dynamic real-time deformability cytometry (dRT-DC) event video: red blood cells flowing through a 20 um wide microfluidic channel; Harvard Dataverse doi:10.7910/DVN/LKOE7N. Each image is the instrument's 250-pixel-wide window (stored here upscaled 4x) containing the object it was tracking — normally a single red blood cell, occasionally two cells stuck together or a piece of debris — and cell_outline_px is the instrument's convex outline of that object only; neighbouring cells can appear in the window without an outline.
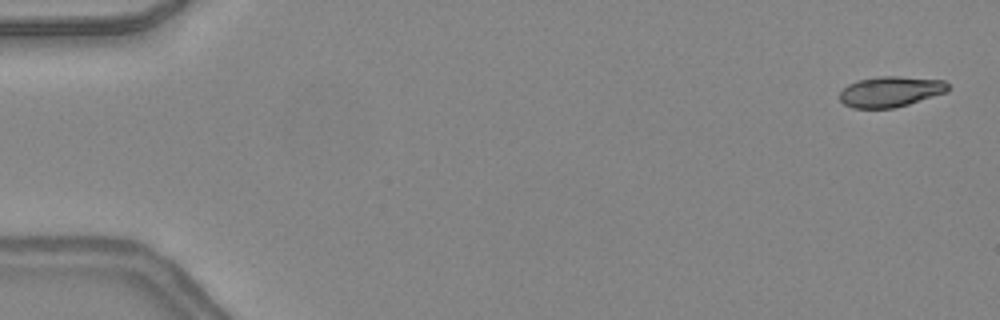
{"species": "common noctule bat (a hibernating species)", "species_latin": "Nyctalus noctula", "temperature_condition": "warm", "stored_images_in_passage": 29, "camera_frame_rate_fps": 3000, "um_per_image_px": 0.085, "animal": {"sex": "female", "body_mass_g": 24.6, "forearm_length_mm": 56.2}, "frame": {"image": 1, "passage_image": 1, "time_ms": 0.0, "image_size_px": [1000, 320], "cell_outline_px": [[948, 92], [908, 104], [892, 108], [852, 108], [844, 104], [840, 100], [840, 92], [848, 84], [856, 80], [880, 76], [896, 76], [944, 80], [948, 84]], "centroid_in_image_um": [75.68, 7.78], "position_along_channel_um": 9.3, "area_um2": 19.31}}
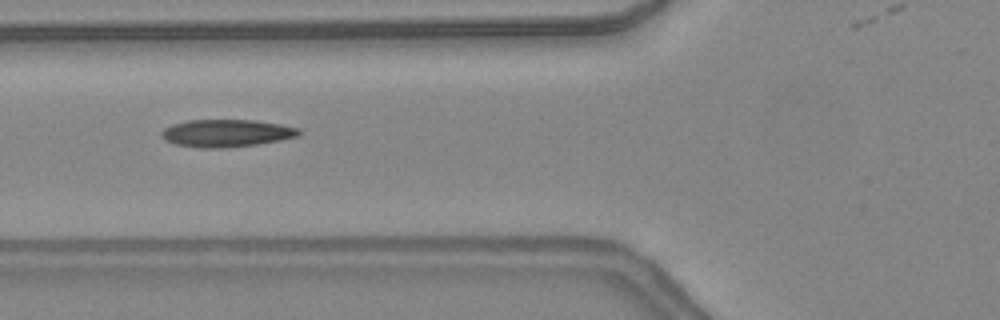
{"frame": {"image": 2, "passage_image": 18, "time_ms": 5.667, "image_size_px": [1000, 320], "cell_outline_px": [[300, 136], [280, 140], [256, 144], [224, 148], [196, 148], [176, 144], [164, 140], [160, 136], [160, 132], [164, 128], [172, 124], [188, 120], [256, 120], [280, 124], [300, 128]], "centroid_in_image_um": [19.23, 11.32], "position_along_channel_um": 106.6, "area_um2": 22.2}}
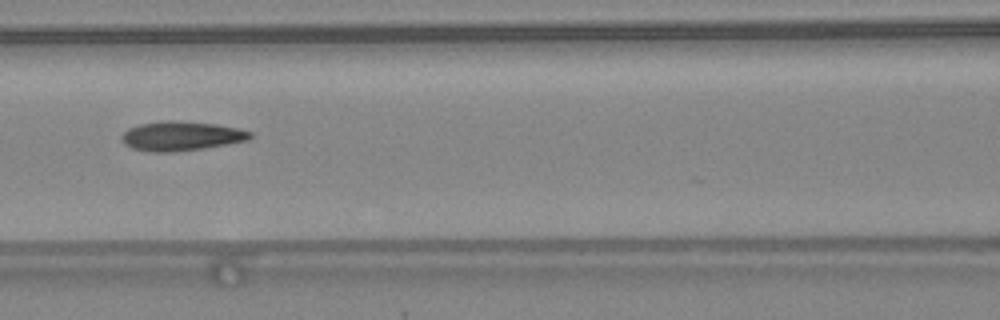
{"frame": {"image": 3, "passage_image": 21, "time_ms": 6.667, "image_size_px": [1000, 320], "cell_outline_px": [[252, 136], [248, 140], [228, 144], [204, 148], [172, 152], [148, 152], [132, 148], [124, 144], [120, 140], [120, 136], [128, 128], [140, 124], [164, 120], [180, 120], [216, 124], [236, 128], [252, 132]], "centroid_in_image_um": [15.36, 11.56], "position_along_channel_um": 151.2, "area_um2": 22.2}}